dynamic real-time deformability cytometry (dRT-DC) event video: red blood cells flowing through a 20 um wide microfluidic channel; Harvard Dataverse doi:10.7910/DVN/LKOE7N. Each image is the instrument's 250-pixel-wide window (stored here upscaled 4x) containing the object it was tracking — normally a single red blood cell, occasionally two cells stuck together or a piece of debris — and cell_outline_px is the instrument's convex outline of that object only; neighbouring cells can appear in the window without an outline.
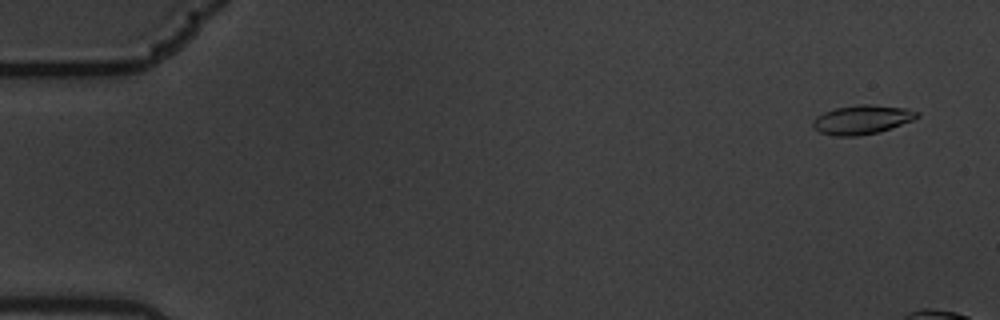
{"species": "common noctule bat (a hibernating species)", "species_latin": "Nyctalus noctula", "temperature_condition": "warm", "stored_images_in_passage": 6, "camera_frame_rate_fps": 3000, "um_per_image_px": 0.085, "animal": {"sex": "male", "body_mass_g": 19.5, "forearm_length_mm": 54.6}, "frame": {"image": 1, "passage_image": 2, "time_ms": 0.333, "image_size_px": [1000, 320], "cell_outline_px": [[920, 116], [912, 120], [892, 128], [880, 132], [856, 136], [836, 136], [820, 132], [812, 128], [812, 124], [816, 116], [824, 112], [836, 108], [860, 104], [872, 104], [904, 108], [920, 112]], "centroid_in_image_um": [73.27, 10.17], "position_along_channel_um": 11.7, "area_um2": 17.69}}